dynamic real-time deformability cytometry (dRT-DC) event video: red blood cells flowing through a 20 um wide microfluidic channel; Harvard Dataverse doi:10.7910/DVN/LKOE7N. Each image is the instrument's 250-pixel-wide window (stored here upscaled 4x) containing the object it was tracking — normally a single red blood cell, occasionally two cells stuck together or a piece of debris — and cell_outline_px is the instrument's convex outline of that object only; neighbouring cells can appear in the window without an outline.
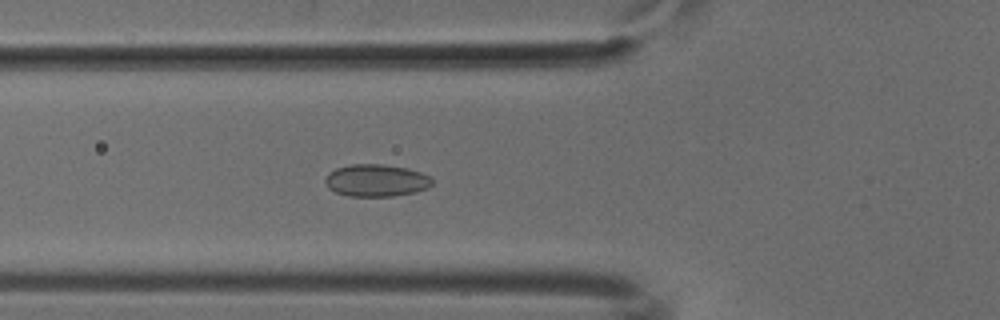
{"species": "common noctule bat (a hibernating species)", "species_latin": "Nyctalus noctula", "temperature_condition": "cold", "stored_images_in_passage": 51, "camera_frame_rate_fps": 3000, "um_per_image_px": 0.085, "animal": {"sex": "male", "body_mass_g": 18.8}, "frame": {"image": 1, "passage_image": 18, "time_ms": 5.667, "image_size_px": [1000, 320], "cell_outline_px": [[432, 184], [428, 188], [416, 192], [392, 196], [348, 196], [336, 192], [328, 188], [324, 180], [328, 172], [336, 168], [352, 164], [380, 164], [408, 168], [432, 176]], "centroid_in_image_um": [31.98, 15.33], "position_along_channel_um": 93.8, "area_um2": 20.23}}
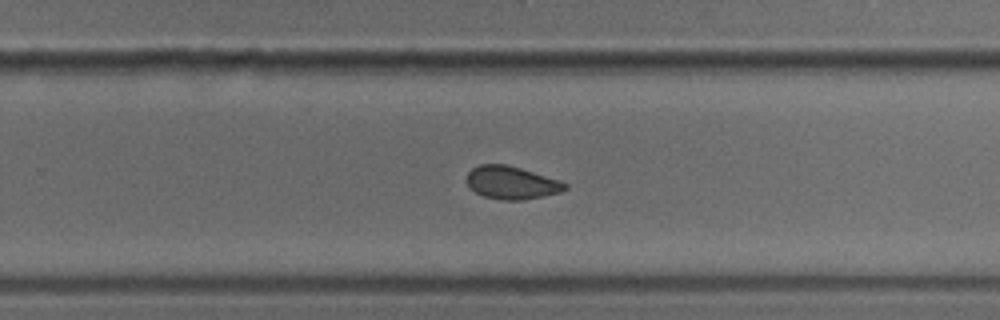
{"frame": {"image": 2, "passage_image": 33, "time_ms": 10.667, "image_size_px": [1000, 320], "cell_outline_px": [[568, 188], [560, 192], [524, 200], [500, 200], [484, 196], [476, 192], [468, 184], [468, 172], [472, 168], [480, 164], [508, 164], [560, 180], [568, 184]], "centroid_in_image_um": [43.51, 15.52], "position_along_channel_um": 286.3, "area_um2": 18.79}}
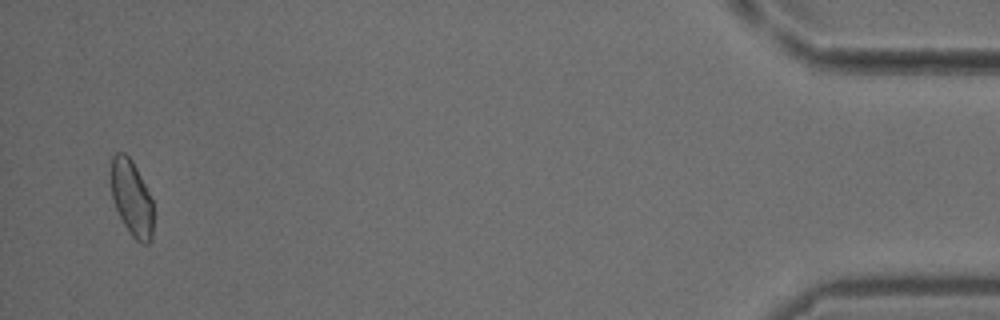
{"frame": {"image": 3, "passage_image": 50, "time_ms": 16.333, "image_size_px": [1000, 320], "cell_outline_px": [[152, 240], [148, 244], [140, 244], [132, 236], [124, 224], [116, 208], [112, 196], [112, 156], [116, 152], [124, 152], [132, 160], [152, 200]], "centroid_in_image_um": [11.2, 16.86], "position_along_channel_um": 424.0, "area_um2": 18.32}}